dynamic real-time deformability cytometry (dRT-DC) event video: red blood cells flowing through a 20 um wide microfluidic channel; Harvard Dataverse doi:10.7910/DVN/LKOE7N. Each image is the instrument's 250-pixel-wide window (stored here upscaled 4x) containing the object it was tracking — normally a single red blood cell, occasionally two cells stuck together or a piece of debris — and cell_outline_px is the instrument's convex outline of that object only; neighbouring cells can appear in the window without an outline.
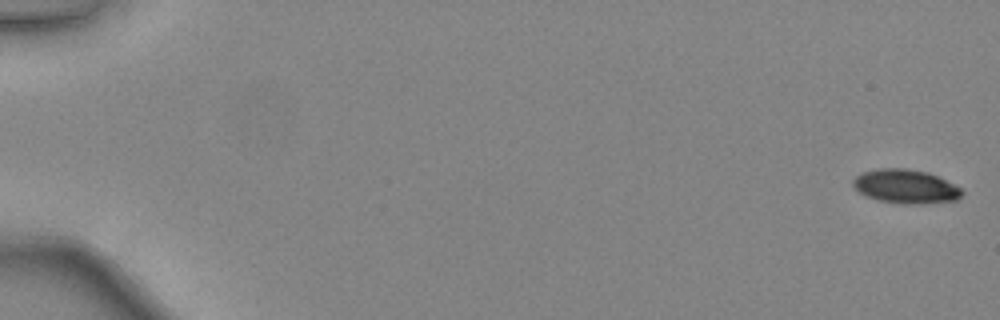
{"species": "common noctule bat (a hibernating species)", "species_latin": "Nyctalus noctula", "temperature_condition": "warm", "stored_images_in_passage": 8, "camera_frame_rate_fps": 3000, "um_per_image_px": 0.085, "animal": {"sex": "female", "body_mass_g": 24.6, "forearm_length_mm": 56.2}, "frame": {"image": 1, "passage_image": 1, "time_ms": 0.0, "image_size_px": [1000, 320], "cell_outline_px": [[964, 192], [956, 200], [920, 204], [904, 204], [876, 200], [864, 196], [852, 184], [852, 180], [856, 176], [864, 172], [880, 168], [904, 168], [928, 172], [960, 188]], "centroid_in_image_um": [76.95, 15.86], "position_along_channel_um": 8.1, "area_um2": 21.39}}